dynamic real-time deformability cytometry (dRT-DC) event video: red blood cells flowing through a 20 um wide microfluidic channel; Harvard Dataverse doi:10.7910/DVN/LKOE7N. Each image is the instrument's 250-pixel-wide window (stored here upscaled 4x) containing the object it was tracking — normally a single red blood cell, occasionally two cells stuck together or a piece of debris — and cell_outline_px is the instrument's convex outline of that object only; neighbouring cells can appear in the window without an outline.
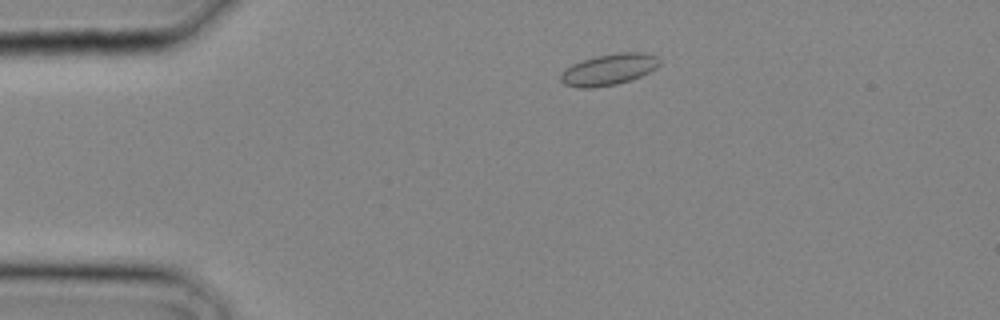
{"species": "common noctule bat (a hibernating species)", "species_latin": "Nyctalus noctula", "temperature_condition": "cold", "stored_images_in_passage": 18, "camera_frame_rate_fps": 3000, "um_per_image_px": 0.085, "animal": {"sex": "male", "body_mass_g": 20.4}, "frame": {"image": 1, "passage_image": 2, "time_ms": 0.333, "image_size_px": [1000, 320], "cell_outline_px": [[660, 64], [656, 68], [640, 76], [616, 84], [592, 88], [580, 88], [564, 84], [560, 80], [560, 76], [572, 64], [596, 56], [620, 52], [640, 52], [656, 56], [660, 60]], "centroid_in_image_um": [51.76, 5.91], "position_along_channel_um": 33.2, "area_um2": 17.69}}
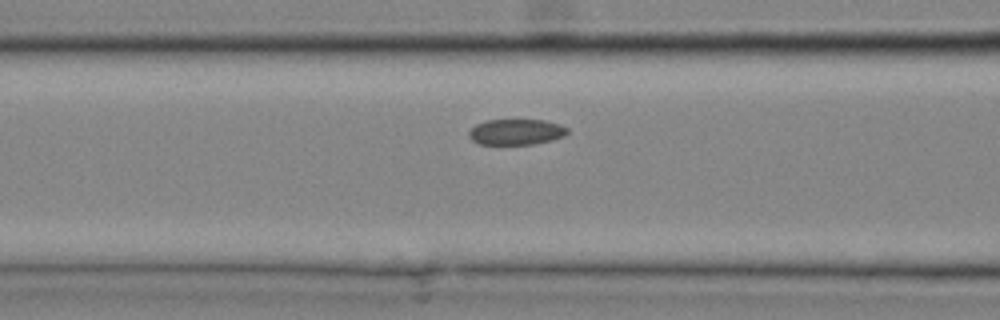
{"frame": {"image": 2, "passage_image": 8, "time_ms": 2.333, "image_size_px": [1000, 320], "cell_outline_px": [[568, 132], [564, 136], [552, 140], [532, 144], [480, 144], [472, 140], [468, 136], [468, 132], [476, 124], [488, 120], [544, 120], [560, 124], [568, 128]], "centroid_in_image_um": [43.88, 11.21], "position_along_channel_um": 122.7, "area_um2": 14.74}}
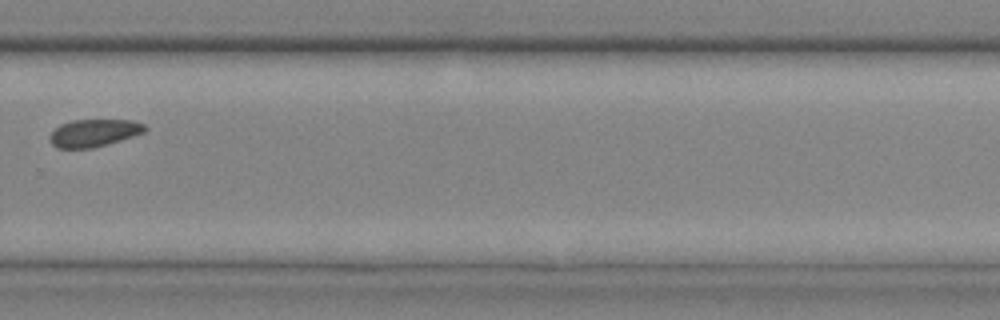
{"frame": {"image": 3, "passage_image": 17, "time_ms": 5.333, "image_size_px": [1000, 320], "cell_outline_px": [[148, 128], [144, 132], [108, 144], [92, 148], [56, 148], [48, 140], [48, 136], [60, 124], [72, 120], [132, 120], [144, 124]], "centroid_in_image_um": [7.95, 11.3], "position_along_channel_um": 321.8, "area_um2": 15.26}}